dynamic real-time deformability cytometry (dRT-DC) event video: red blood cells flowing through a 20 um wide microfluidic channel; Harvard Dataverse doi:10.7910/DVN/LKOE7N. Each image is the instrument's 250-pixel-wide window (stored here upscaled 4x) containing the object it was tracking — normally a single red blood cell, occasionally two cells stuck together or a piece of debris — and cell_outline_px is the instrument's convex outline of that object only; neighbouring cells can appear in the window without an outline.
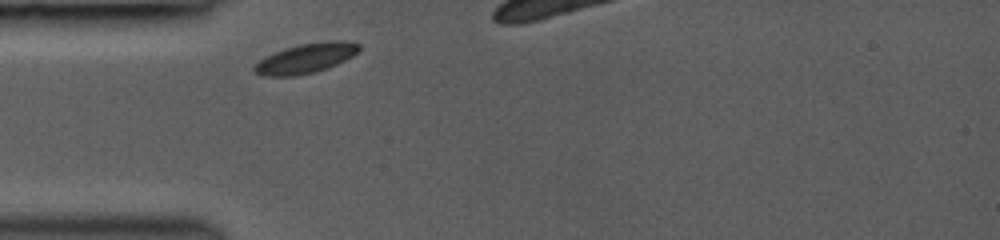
{"species": "common noctule bat (a hibernating species)", "species_latin": "Nyctalus noctula", "temperature_condition": "room temperature", "stored_images_in_passage": 2, "camera_frame_rate_fps": 3000, "um_per_image_px": 0.085, "animal": {"sex": "female", "body_mass_g": 19.0, "forearm_length_mm": 53.3}, "frame": {"image": 1, "passage_image": 1, "time_ms": 0.0, "image_size_px": [1000, 240], "cell_outline_px": [[360, 48], [352, 56], [328, 68], [316, 72], [296, 76], [264, 76], [256, 72], [252, 68], [264, 56], [284, 48], [300, 44], [328, 40], [344, 40], [360, 44]], "centroid_in_image_um": [25.99, 4.95], "position_along_channel_um": 59.0, "area_um2": 18.21}}